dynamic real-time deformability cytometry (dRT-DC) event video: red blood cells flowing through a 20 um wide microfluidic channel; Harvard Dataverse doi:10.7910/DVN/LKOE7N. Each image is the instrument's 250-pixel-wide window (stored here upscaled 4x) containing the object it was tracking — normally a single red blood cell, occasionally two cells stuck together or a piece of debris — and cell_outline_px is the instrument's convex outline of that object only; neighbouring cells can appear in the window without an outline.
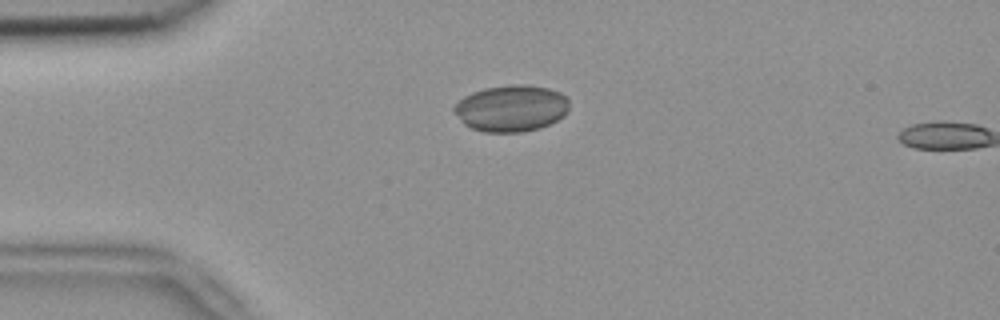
{"species": "common noctule bat (a hibernating species)", "species_latin": "Nyctalus noctula", "temperature_condition": "room temperature", "stored_images_in_passage": 5, "camera_frame_rate_fps": 3000, "um_per_image_px": 0.085, "animal": {"sex": "female", "body_mass_g": 18.4}, "frame": {"image": 1, "passage_image": 3, "time_ms": 0.667, "image_size_px": [1000, 320], "cell_outline_px": [[568, 112], [564, 116], [540, 128], [524, 132], [484, 132], [472, 128], [464, 124], [460, 120], [452, 108], [464, 96], [472, 92], [484, 88], [516, 84], [524, 84], [548, 88], [560, 92], [568, 100]], "centroid_in_image_um": [43.46, 9.21], "position_along_channel_um": 41.5, "area_um2": 31.21}}